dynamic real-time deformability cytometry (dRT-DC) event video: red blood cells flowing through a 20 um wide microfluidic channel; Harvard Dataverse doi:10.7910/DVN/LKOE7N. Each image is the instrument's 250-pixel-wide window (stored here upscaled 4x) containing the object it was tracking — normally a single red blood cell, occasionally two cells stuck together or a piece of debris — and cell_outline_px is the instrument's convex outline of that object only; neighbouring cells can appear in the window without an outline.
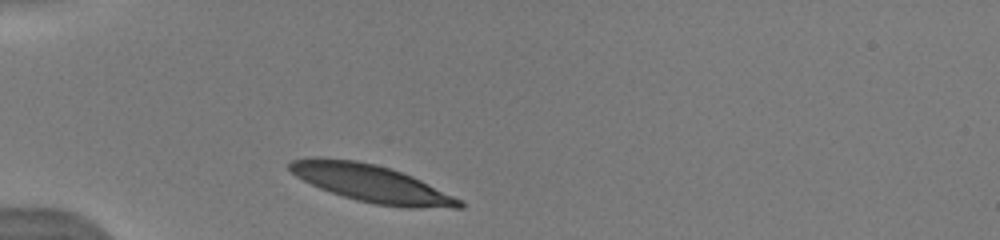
{"species": "human", "species_latin": "Homo sapiens", "temperature_condition": "warm", "stored_images_in_passage": 6, "camera_frame_rate_fps": 3000, "um_per_image_px": 0.085, "donor": {"sex": "male"}, "frame": {"image": 1, "passage_image": 1, "time_ms": 0.0, "image_size_px": [1000, 240], "cell_outline_px": [[464, 208], [408, 208], [376, 204], [356, 200], [320, 188], [296, 176], [288, 168], [288, 164], [292, 160], [312, 156], [320, 156], [356, 160], [376, 164], [412, 176], [460, 200], [464, 204]], "centroid_in_image_um": [31.52, 15.57], "position_along_channel_um": 53.5, "area_um2": 36.65}}